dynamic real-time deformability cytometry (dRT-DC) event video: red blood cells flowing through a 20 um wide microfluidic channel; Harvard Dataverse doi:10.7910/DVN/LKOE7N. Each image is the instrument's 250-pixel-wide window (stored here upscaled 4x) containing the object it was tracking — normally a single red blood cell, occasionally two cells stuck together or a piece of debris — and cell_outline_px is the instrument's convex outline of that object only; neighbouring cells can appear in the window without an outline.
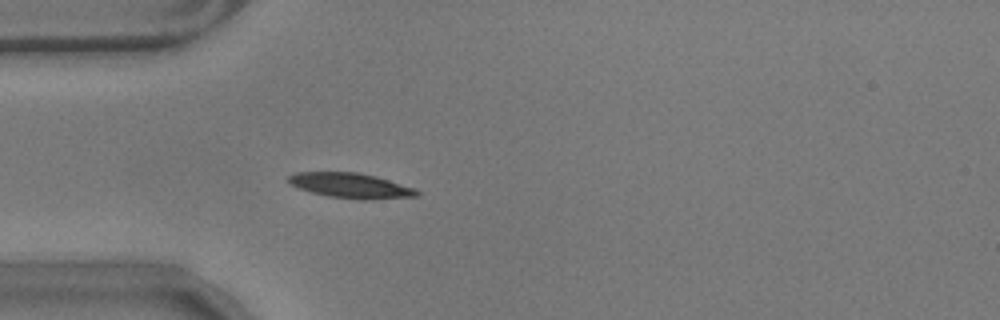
{"species": "common noctule bat (a hibernating species)", "species_latin": "Nyctalus noctula", "temperature_condition": "warm", "stored_images_in_passage": 43, "camera_frame_rate_fps": 3000, "um_per_image_px": 0.085, "animal": {"sex": "male", "body_mass_g": 17.9}, "frame": {"image": 1, "passage_image": 2, "time_ms": 0.333, "image_size_px": [1000, 320], "cell_outline_px": [[420, 192], [416, 196], [360, 200], [328, 196], [312, 192], [300, 188], [292, 184], [288, 180], [288, 176], [296, 172], [356, 172], [376, 176], [416, 188]], "centroid_in_image_um": [29.83, 15.77], "position_along_channel_um": 55.2, "area_um2": 18.55}}
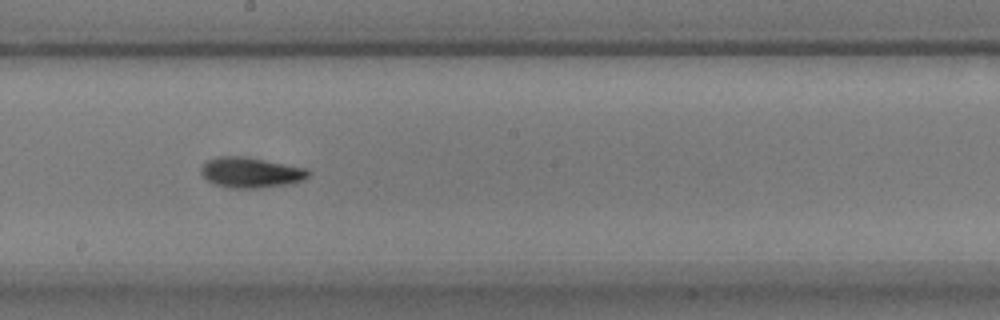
{"frame": {"image": 2, "passage_image": 17, "time_ms": 5.333, "image_size_px": [1000, 320], "cell_outline_px": [[312, 172], [304, 180], [288, 184], [256, 188], [232, 188], [212, 184], [200, 172], [200, 168], [208, 160], [220, 156], [244, 156], [308, 168]], "centroid_in_image_um": [21.34, 14.66], "position_along_channel_um": 226.9, "area_um2": 19.07}}
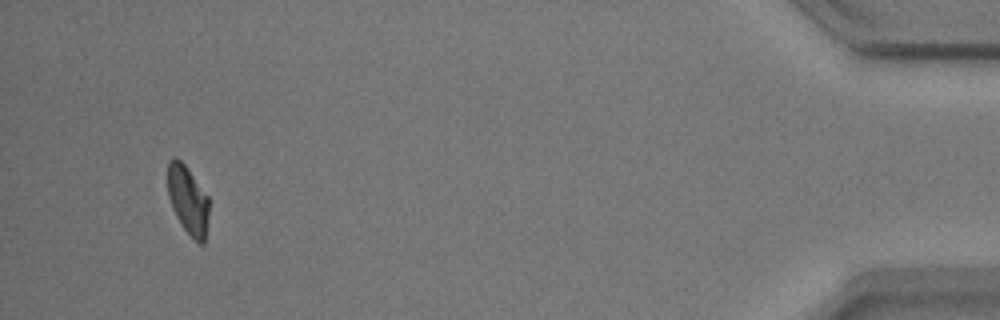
{"frame": {"image": 3, "passage_image": 40, "time_ms": 13.0, "image_size_px": [1000, 320], "cell_outline_px": [[208, 216], [204, 244], [200, 244], [184, 228], [176, 216], [172, 208], [168, 196], [168, 160], [172, 156], [176, 156], [184, 164], [208, 196]], "centroid_in_image_um": [15.95, 16.96], "position_along_channel_um": 419.2, "area_um2": 16.24}, "authors_computed_cell_mechanics": {"area_um2": 17.8602, "velocity_mm_per_s": 3.5091, "shape_relaxation_time_tau1_ms": 3.5159, "shape_relaxation_time_tau2_ms": 2.88, "deformation_change_tau1": 0.1407, "deformation_change_tau2": 0.0845}}